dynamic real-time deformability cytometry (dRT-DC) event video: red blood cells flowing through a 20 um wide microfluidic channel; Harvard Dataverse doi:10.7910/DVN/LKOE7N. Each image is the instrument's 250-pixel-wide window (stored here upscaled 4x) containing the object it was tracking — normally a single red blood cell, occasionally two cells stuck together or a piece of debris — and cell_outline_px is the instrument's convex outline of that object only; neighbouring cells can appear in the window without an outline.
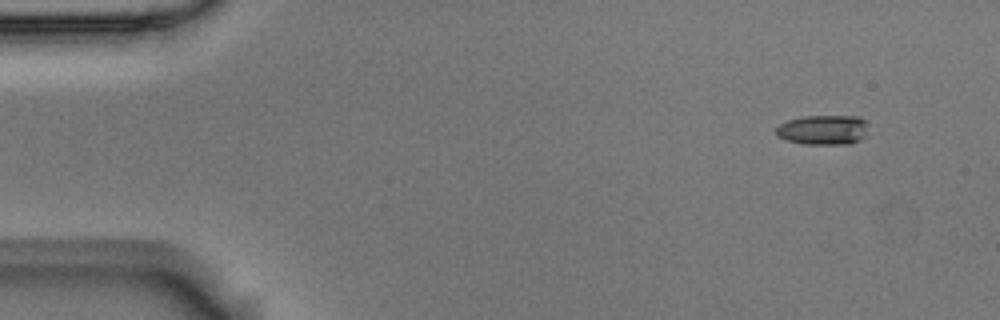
{"species": "Egyptian fruit bat (a non-hibernating species)", "species_latin": "Rousettus aegyptiacus", "temperature_condition": "room temperature", "stored_images_in_passage": 4, "camera_frame_rate_fps": 3000, "um_per_image_px": 0.085, "animal": {"sex": "male"}, "frame": {"image": 1, "passage_image": 1, "time_ms": 0.0, "image_size_px": [1000, 320], "cell_outline_px": [[864, 136], [860, 140], [848, 144], [804, 144], [784, 140], [776, 136], [776, 128], [780, 124], [788, 120], [804, 116], [860, 116], [864, 120]], "centroid_in_image_um": [69.9, 11.04], "position_along_channel_um": 15.1, "area_um2": 15.9}}
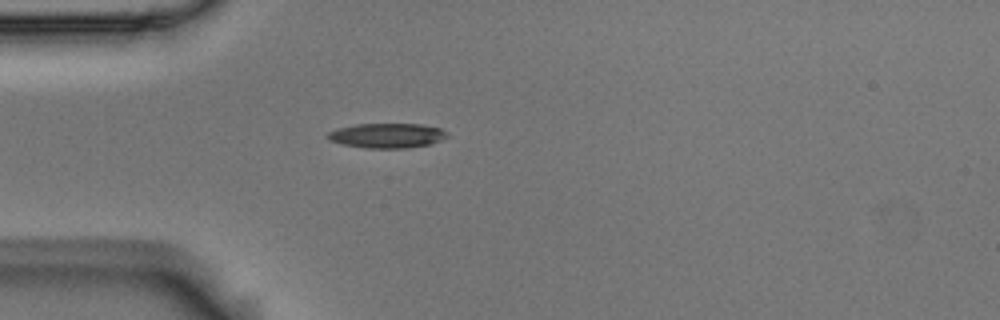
{"frame": {"image": 2, "passage_image": 4, "time_ms": 1.0, "image_size_px": [1000, 320], "cell_outline_px": [[448, 136], [432, 144], [408, 148], [364, 148], [344, 144], [328, 140], [324, 136], [328, 132], [336, 128], [356, 124], [420, 124], [440, 128], [448, 132]], "centroid_in_image_um": [32.88, 11.52], "position_along_channel_um": 52.1, "area_um2": 17.4}}